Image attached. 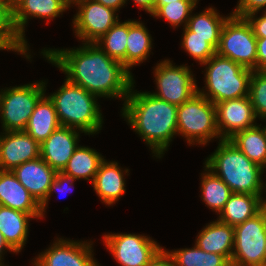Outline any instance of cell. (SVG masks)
<instances>
[{
	"label": "cell",
	"mask_w": 266,
	"mask_h": 266,
	"mask_svg": "<svg viewBox=\"0 0 266 266\" xmlns=\"http://www.w3.org/2000/svg\"><path fill=\"white\" fill-rule=\"evenodd\" d=\"M41 54L73 84L97 97L119 98L124 102L135 81L122 62L109 57L96 43L76 49H43Z\"/></svg>",
	"instance_id": "cell-1"
},
{
	"label": "cell",
	"mask_w": 266,
	"mask_h": 266,
	"mask_svg": "<svg viewBox=\"0 0 266 266\" xmlns=\"http://www.w3.org/2000/svg\"><path fill=\"white\" fill-rule=\"evenodd\" d=\"M130 88L122 107V117L142 140L161 158L167 151L173 136L177 135V105L161 100L151 92ZM134 90V91H133Z\"/></svg>",
	"instance_id": "cell-2"
},
{
	"label": "cell",
	"mask_w": 266,
	"mask_h": 266,
	"mask_svg": "<svg viewBox=\"0 0 266 266\" xmlns=\"http://www.w3.org/2000/svg\"><path fill=\"white\" fill-rule=\"evenodd\" d=\"M204 164L234 193L263 195V191L266 192L261 178L265 169L251 161L230 140H219L217 149Z\"/></svg>",
	"instance_id": "cell-3"
},
{
	"label": "cell",
	"mask_w": 266,
	"mask_h": 266,
	"mask_svg": "<svg viewBox=\"0 0 266 266\" xmlns=\"http://www.w3.org/2000/svg\"><path fill=\"white\" fill-rule=\"evenodd\" d=\"M49 98L53 101L61 126L80 130L87 135L101 130L103 117L97 103L98 97L83 87L65 79L64 84Z\"/></svg>",
	"instance_id": "cell-4"
},
{
	"label": "cell",
	"mask_w": 266,
	"mask_h": 266,
	"mask_svg": "<svg viewBox=\"0 0 266 266\" xmlns=\"http://www.w3.org/2000/svg\"><path fill=\"white\" fill-rule=\"evenodd\" d=\"M202 65H208L205 68V86L203 87L208 91L198 88L200 95L214 104L248 96L253 70L217 53Z\"/></svg>",
	"instance_id": "cell-5"
},
{
	"label": "cell",
	"mask_w": 266,
	"mask_h": 266,
	"mask_svg": "<svg viewBox=\"0 0 266 266\" xmlns=\"http://www.w3.org/2000/svg\"><path fill=\"white\" fill-rule=\"evenodd\" d=\"M177 134L186 138L189 145H206L221 137L216 125V108L206 97L196 93L177 107Z\"/></svg>",
	"instance_id": "cell-6"
},
{
	"label": "cell",
	"mask_w": 266,
	"mask_h": 266,
	"mask_svg": "<svg viewBox=\"0 0 266 266\" xmlns=\"http://www.w3.org/2000/svg\"><path fill=\"white\" fill-rule=\"evenodd\" d=\"M38 82V83H37ZM14 86L0 91L3 131H24L39 99L46 94L45 81Z\"/></svg>",
	"instance_id": "cell-7"
},
{
	"label": "cell",
	"mask_w": 266,
	"mask_h": 266,
	"mask_svg": "<svg viewBox=\"0 0 266 266\" xmlns=\"http://www.w3.org/2000/svg\"><path fill=\"white\" fill-rule=\"evenodd\" d=\"M216 53L243 67L257 70V37L245 17L229 15L222 27Z\"/></svg>",
	"instance_id": "cell-8"
},
{
	"label": "cell",
	"mask_w": 266,
	"mask_h": 266,
	"mask_svg": "<svg viewBox=\"0 0 266 266\" xmlns=\"http://www.w3.org/2000/svg\"><path fill=\"white\" fill-rule=\"evenodd\" d=\"M231 266H266V207L234 226Z\"/></svg>",
	"instance_id": "cell-9"
},
{
	"label": "cell",
	"mask_w": 266,
	"mask_h": 266,
	"mask_svg": "<svg viewBox=\"0 0 266 266\" xmlns=\"http://www.w3.org/2000/svg\"><path fill=\"white\" fill-rule=\"evenodd\" d=\"M153 69L158 91L151 94L155 97L179 106L198 93L197 80L189 66H175L165 59Z\"/></svg>",
	"instance_id": "cell-10"
},
{
	"label": "cell",
	"mask_w": 266,
	"mask_h": 266,
	"mask_svg": "<svg viewBox=\"0 0 266 266\" xmlns=\"http://www.w3.org/2000/svg\"><path fill=\"white\" fill-rule=\"evenodd\" d=\"M103 242L121 266H146L162 248L145 235L131 233L105 234Z\"/></svg>",
	"instance_id": "cell-11"
},
{
	"label": "cell",
	"mask_w": 266,
	"mask_h": 266,
	"mask_svg": "<svg viewBox=\"0 0 266 266\" xmlns=\"http://www.w3.org/2000/svg\"><path fill=\"white\" fill-rule=\"evenodd\" d=\"M71 4L78 6L72 23L82 42L95 43L119 20L117 11L94 0H75Z\"/></svg>",
	"instance_id": "cell-12"
},
{
	"label": "cell",
	"mask_w": 266,
	"mask_h": 266,
	"mask_svg": "<svg viewBox=\"0 0 266 266\" xmlns=\"http://www.w3.org/2000/svg\"><path fill=\"white\" fill-rule=\"evenodd\" d=\"M93 243L56 238V241L35 258L34 266H100L93 258Z\"/></svg>",
	"instance_id": "cell-13"
},
{
	"label": "cell",
	"mask_w": 266,
	"mask_h": 266,
	"mask_svg": "<svg viewBox=\"0 0 266 266\" xmlns=\"http://www.w3.org/2000/svg\"><path fill=\"white\" fill-rule=\"evenodd\" d=\"M216 125L221 140L256 125L257 118L248 96L215 103Z\"/></svg>",
	"instance_id": "cell-14"
},
{
	"label": "cell",
	"mask_w": 266,
	"mask_h": 266,
	"mask_svg": "<svg viewBox=\"0 0 266 266\" xmlns=\"http://www.w3.org/2000/svg\"><path fill=\"white\" fill-rule=\"evenodd\" d=\"M70 6L73 5L69 0H19L11 11L12 29L22 44L29 49L24 34L28 19L34 17L48 21L63 15Z\"/></svg>",
	"instance_id": "cell-15"
},
{
	"label": "cell",
	"mask_w": 266,
	"mask_h": 266,
	"mask_svg": "<svg viewBox=\"0 0 266 266\" xmlns=\"http://www.w3.org/2000/svg\"><path fill=\"white\" fill-rule=\"evenodd\" d=\"M40 157V144L25 131L0 134V170L12 171L26 161Z\"/></svg>",
	"instance_id": "cell-16"
},
{
	"label": "cell",
	"mask_w": 266,
	"mask_h": 266,
	"mask_svg": "<svg viewBox=\"0 0 266 266\" xmlns=\"http://www.w3.org/2000/svg\"><path fill=\"white\" fill-rule=\"evenodd\" d=\"M79 133L80 130L60 126L40 144V157L61 172L79 146Z\"/></svg>",
	"instance_id": "cell-17"
},
{
	"label": "cell",
	"mask_w": 266,
	"mask_h": 266,
	"mask_svg": "<svg viewBox=\"0 0 266 266\" xmlns=\"http://www.w3.org/2000/svg\"><path fill=\"white\" fill-rule=\"evenodd\" d=\"M12 173L41 205L47 199L56 171L39 157L19 165Z\"/></svg>",
	"instance_id": "cell-18"
},
{
	"label": "cell",
	"mask_w": 266,
	"mask_h": 266,
	"mask_svg": "<svg viewBox=\"0 0 266 266\" xmlns=\"http://www.w3.org/2000/svg\"><path fill=\"white\" fill-rule=\"evenodd\" d=\"M0 205L42 218L41 205L18 181L12 171L0 170Z\"/></svg>",
	"instance_id": "cell-19"
},
{
	"label": "cell",
	"mask_w": 266,
	"mask_h": 266,
	"mask_svg": "<svg viewBox=\"0 0 266 266\" xmlns=\"http://www.w3.org/2000/svg\"><path fill=\"white\" fill-rule=\"evenodd\" d=\"M129 169H121L116 161H106L104 159L98 168L93 182L91 183L94 190L101 201L106 205H113L116 201L124 195L125 188V175Z\"/></svg>",
	"instance_id": "cell-20"
},
{
	"label": "cell",
	"mask_w": 266,
	"mask_h": 266,
	"mask_svg": "<svg viewBox=\"0 0 266 266\" xmlns=\"http://www.w3.org/2000/svg\"><path fill=\"white\" fill-rule=\"evenodd\" d=\"M195 245L207 253L225 256L230 262L234 249V226L215 220L198 233Z\"/></svg>",
	"instance_id": "cell-21"
},
{
	"label": "cell",
	"mask_w": 266,
	"mask_h": 266,
	"mask_svg": "<svg viewBox=\"0 0 266 266\" xmlns=\"http://www.w3.org/2000/svg\"><path fill=\"white\" fill-rule=\"evenodd\" d=\"M265 199L262 195L233 192L217 219L236 226L258 214L265 207Z\"/></svg>",
	"instance_id": "cell-22"
},
{
	"label": "cell",
	"mask_w": 266,
	"mask_h": 266,
	"mask_svg": "<svg viewBox=\"0 0 266 266\" xmlns=\"http://www.w3.org/2000/svg\"><path fill=\"white\" fill-rule=\"evenodd\" d=\"M60 126L53 101L44 94L37 102L24 131L41 144Z\"/></svg>",
	"instance_id": "cell-23"
},
{
	"label": "cell",
	"mask_w": 266,
	"mask_h": 266,
	"mask_svg": "<svg viewBox=\"0 0 266 266\" xmlns=\"http://www.w3.org/2000/svg\"><path fill=\"white\" fill-rule=\"evenodd\" d=\"M30 219L34 217L28 213L0 205V232L17 253L26 244Z\"/></svg>",
	"instance_id": "cell-24"
},
{
	"label": "cell",
	"mask_w": 266,
	"mask_h": 266,
	"mask_svg": "<svg viewBox=\"0 0 266 266\" xmlns=\"http://www.w3.org/2000/svg\"><path fill=\"white\" fill-rule=\"evenodd\" d=\"M261 125L237 132L229 140L251 161L266 169V125L263 128Z\"/></svg>",
	"instance_id": "cell-25"
},
{
	"label": "cell",
	"mask_w": 266,
	"mask_h": 266,
	"mask_svg": "<svg viewBox=\"0 0 266 266\" xmlns=\"http://www.w3.org/2000/svg\"><path fill=\"white\" fill-rule=\"evenodd\" d=\"M126 47V69L140 65L147 60L152 50V36L140 21L128 20V37Z\"/></svg>",
	"instance_id": "cell-26"
},
{
	"label": "cell",
	"mask_w": 266,
	"mask_h": 266,
	"mask_svg": "<svg viewBox=\"0 0 266 266\" xmlns=\"http://www.w3.org/2000/svg\"><path fill=\"white\" fill-rule=\"evenodd\" d=\"M229 16H221L215 8H207L199 14L190 15L187 28L192 36L209 38V43L217 50L222 27Z\"/></svg>",
	"instance_id": "cell-27"
},
{
	"label": "cell",
	"mask_w": 266,
	"mask_h": 266,
	"mask_svg": "<svg viewBox=\"0 0 266 266\" xmlns=\"http://www.w3.org/2000/svg\"><path fill=\"white\" fill-rule=\"evenodd\" d=\"M103 160L104 157L95 149L78 146L61 172L75 180H91L92 183Z\"/></svg>",
	"instance_id": "cell-28"
},
{
	"label": "cell",
	"mask_w": 266,
	"mask_h": 266,
	"mask_svg": "<svg viewBox=\"0 0 266 266\" xmlns=\"http://www.w3.org/2000/svg\"><path fill=\"white\" fill-rule=\"evenodd\" d=\"M201 177V199L218 215L224 208L228 198L233 193L229 186L204 165ZM206 171V172H205Z\"/></svg>",
	"instance_id": "cell-29"
},
{
	"label": "cell",
	"mask_w": 266,
	"mask_h": 266,
	"mask_svg": "<svg viewBox=\"0 0 266 266\" xmlns=\"http://www.w3.org/2000/svg\"><path fill=\"white\" fill-rule=\"evenodd\" d=\"M128 21L119 20L95 43L111 58L122 62L126 68Z\"/></svg>",
	"instance_id": "cell-30"
},
{
	"label": "cell",
	"mask_w": 266,
	"mask_h": 266,
	"mask_svg": "<svg viewBox=\"0 0 266 266\" xmlns=\"http://www.w3.org/2000/svg\"><path fill=\"white\" fill-rule=\"evenodd\" d=\"M175 266H231V262L223 255L207 253L196 245L192 248H183L167 251Z\"/></svg>",
	"instance_id": "cell-31"
},
{
	"label": "cell",
	"mask_w": 266,
	"mask_h": 266,
	"mask_svg": "<svg viewBox=\"0 0 266 266\" xmlns=\"http://www.w3.org/2000/svg\"><path fill=\"white\" fill-rule=\"evenodd\" d=\"M198 0H179L166 5H155L151 16L164 18L171 26L179 27L184 23L185 28L191 12L196 8Z\"/></svg>",
	"instance_id": "cell-32"
},
{
	"label": "cell",
	"mask_w": 266,
	"mask_h": 266,
	"mask_svg": "<svg viewBox=\"0 0 266 266\" xmlns=\"http://www.w3.org/2000/svg\"><path fill=\"white\" fill-rule=\"evenodd\" d=\"M0 50L14 51L30 59L29 49L22 44L12 29L11 13L0 5Z\"/></svg>",
	"instance_id": "cell-33"
},
{
	"label": "cell",
	"mask_w": 266,
	"mask_h": 266,
	"mask_svg": "<svg viewBox=\"0 0 266 266\" xmlns=\"http://www.w3.org/2000/svg\"><path fill=\"white\" fill-rule=\"evenodd\" d=\"M181 45L188 54L202 65L216 54V49L209 43V38L192 36V31L183 28Z\"/></svg>",
	"instance_id": "cell-34"
},
{
	"label": "cell",
	"mask_w": 266,
	"mask_h": 266,
	"mask_svg": "<svg viewBox=\"0 0 266 266\" xmlns=\"http://www.w3.org/2000/svg\"><path fill=\"white\" fill-rule=\"evenodd\" d=\"M248 97L257 118L266 120V71L253 70Z\"/></svg>",
	"instance_id": "cell-35"
},
{
	"label": "cell",
	"mask_w": 266,
	"mask_h": 266,
	"mask_svg": "<svg viewBox=\"0 0 266 266\" xmlns=\"http://www.w3.org/2000/svg\"><path fill=\"white\" fill-rule=\"evenodd\" d=\"M75 179H73L71 176L65 175L62 172H56L55 177L51 183L47 199L41 204V214L42 217H44L46 207L48 206L49 198L51 197L52 192L58 191L60 193L62 192H71V186L73 185V182ZM68 185V186H67Z\"/></svg>",
	"instance_id": "cell-36"
},
{
	"label": "cell",
	"mask_w": 266,
	"mask_h": 266,
	"mask_svg": "<svg viewBox=\"0 0 266 266\" xmlns=\"http://www.w3.org/2000/svg\"><path fill=\"white\" fill-rule=\"evenodd\" d=\"M264 7L266 11V0H239L231 14L245 17L251 13L259 12Z\"/></svg>",
	"instance_id": "cell-37"
},
{
	"label": "cell",
	"mask_w": 266,
	"mask_h": 266,
	"mask_svg": "<svg viewBox=\"0 0 266 266\" xmlns=\"http://www.w3.org/2000/svg\"><path fill=\"white\" fill-rule=\"evenodd\" d=\"M257 14L258 12H254L245 16V18L250 23L257 38H266V11H263L260 17H256Z\"/></svg>",
	"instance_id": "cell-38"
},
{
	"label": "cell",
	"mask_w": 266,
	"mask_h": 266,
	"mask_svg": "<svg viewBox=\"0 0 266 266\" xmlns=\"http://www.w3.org/2000/svg\"><path fill=\"white\" fill-rule=\"evenodd\" d=\"M146 266H175L167 250L161 248Z\"/></svg>",
	"instance_id": "cell-39"
},
{
	"label": "cell",
	"mask_w": 266,
	"mask_h": 266,
	"mask_svg": "<svg viewBox=\"0 0 266 266\" xmlns=\"http://www.w3.org/2000/svg\"><path fill=\"white\" fill-rule=\"evenodd\" d=\"M257 71H266V38H257Z\"/></svg>",
	"instance_id": "cell-40"
},
{
	"label": "cell",
	"mask_w": 266,
	"mask_h": 266,
	"mask_svg": "<svg viewBox=\"0 0 266 266\" xmlns=\"http://www.w3.org/2000/svg\"><path fill=\"white\" fill-rule=\"evenodd\" d=\"M139 8L145 10L150 15L154 12L155 0H133Z\"/></svg>",
	"instance_id": "cell-41"
},
{
	"label": "cell",
	"mask_w": 266,
	"mask_h": 266,
	"mask_svg": "<svg viewBox=\"0 0 266 266\" xmlns=\"http://www.w3.org/2000/svg\"><path fill=\"white\" fill-rule=\"evenodd\" d=\"M102 5L109 7L118 12L119 8H121L127 0H94Z\"/></svg>",
	"instance_id": "cell-42"
},
{
	"label": "cell",
	"mask_w": 266,
	"mask_h": 266,
	"mask_svg": "<svg viewBox=\"0 0 266 266\" xmlns=\"http://www.w3.org/2000/svg\"><path fill=\"white\" fill-rule=\"evenodd\" d=\"M9 250L10 252L17 253L6 241L5 237L0 232V266H7L4 265L2 255H4V251Z\"/></svg>",
	"instance_id": "cell-43"
},
{
	"label": "cell",
	"mask_w": 266,
	"mask_h": 266,
	"mask_svg": "<svg viewBox=\"0 0 266 266\" xmlns=\"http://www.w3.org/2000/svg\"><path fill=\"white\" fill-rule=\"evenodd\" d=\"M0 5L4 6L11 13L12 7L10 4V0H0Z\"/></svg>",
	"instance_id": "cell-44"
},
{
	"label": "cell",
	"mask_w": 266,
	"mask_h": 266,
	"mask_svg": "<svg viewBox=\"0 0 266 266\" xmlns=\"http://www.w3.org/2000/svg\"><path fill=\"white\" fill-rule=\"evenodd\" d=\"M179 0H155V5H166Z\"/></svg>",
	"instance_id": "cell-45"
},
{
	"label": "cell",
	"mask_w": 266,
	"mask_h": 266,
	"mask_svg": "<svg viewBox=\"0 0 266 266\" xmlns=\"http://www.w3.org/2000/svg\"><path fill=\"white\" fill-rule=\"evenodd\" d=\"M19 0H10L11 7H13Z\"/></svg>",
	"instance_id": "cell-46"
}]
</instances>
